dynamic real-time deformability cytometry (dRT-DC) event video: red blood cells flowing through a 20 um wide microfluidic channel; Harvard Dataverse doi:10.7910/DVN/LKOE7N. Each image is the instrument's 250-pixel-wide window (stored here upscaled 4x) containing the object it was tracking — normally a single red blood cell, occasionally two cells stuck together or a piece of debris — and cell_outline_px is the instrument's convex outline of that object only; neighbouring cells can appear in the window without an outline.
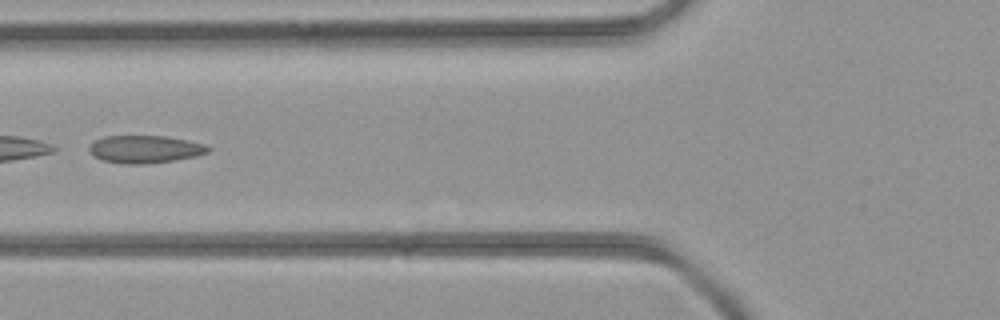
{"species": "common noctule bat (a hibernating species)", "species_latin": "Nyctalus noctula", "temperature_condition": "room temperature", "stored_images_in_passage": 37, "camera_frame_rate_fps": 3000, "um_per_image_px": 0.085, "animal": {"sex": "female", "body_mass_g": 21.9}, "frame": {"image": 1, "passage_image": 11, "time_ms": 3.333, "image_size_px": [1000, 320], "cell_outline_px": [[212, 148], [208, 152], [196, 156], [172, 160], [144, 164], [128, 164], [100, 160], [92, 156], [88, 152], [88, 148], [96, 140], [104, 136], [164, 136], [204, 144]], "centroid_in_image_um": [12.27, 12.69], "position_along_channel_um": 113.5, "area_um2": 19.02}}
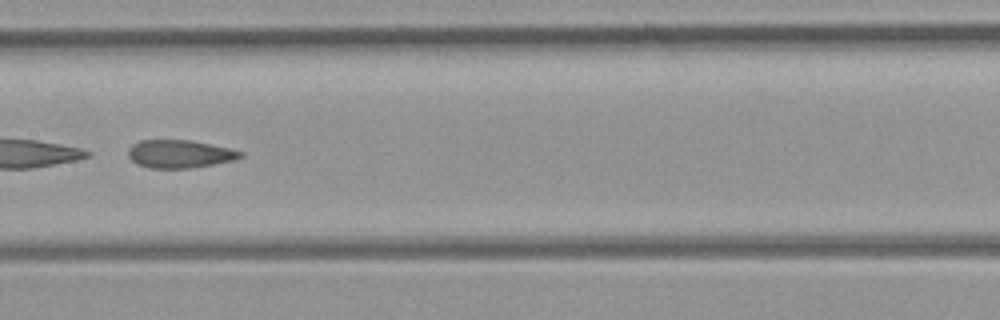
{"frame": {"image": 2, "passage_image": 16, "time_ms": 5.0, "image_size_px": [1000, 320], "cell_outline_px": [[244, 156], [236, 160], [188, 168], [148, 168], [136, 164], [128, 156], [128, 148], [132, 144], [140, 140], [192, 140], [232, 148], [244, 152]], "centroid_in_image_um": [15.29, 13.07], "position_along_channel_um": 192.1, "area_um2": 18.55}}